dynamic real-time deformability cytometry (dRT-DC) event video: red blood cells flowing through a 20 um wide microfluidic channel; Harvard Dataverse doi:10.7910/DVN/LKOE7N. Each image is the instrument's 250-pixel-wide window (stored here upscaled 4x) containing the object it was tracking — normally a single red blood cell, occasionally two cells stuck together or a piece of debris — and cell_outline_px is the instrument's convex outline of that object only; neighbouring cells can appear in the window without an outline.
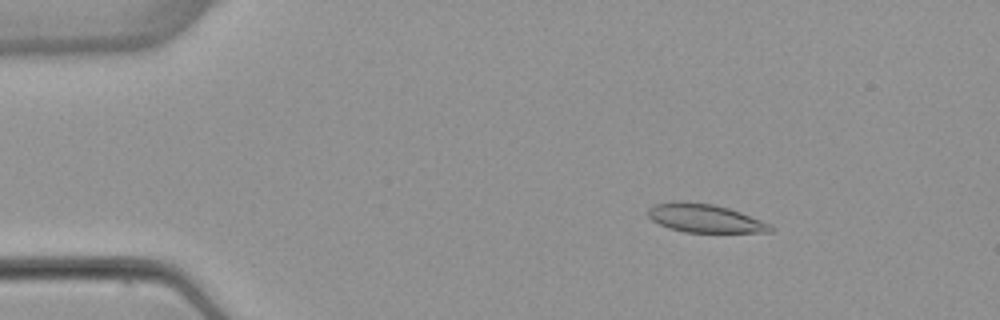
{"species": "common noctule bat (a hibernating species)", "species_latin": "Nyctalus noctula", "temperature_condition": "warm", "stored_images_in_passage": 52, "camera_frame_rate_fps": 3000, "um_per_image_px": 0.085, "animal": {"sex": "female", "body_mass_g": 22.7, "forearm_length_mm": 54.2}, "frame": {"image": 1, "passage_image": 8, "time_ms": 2.333, "image_size_px": [1000, 320], "cell_outline_px": [[776, 228], [772, 232], [684, 232], [668, 228], [652, 220], [648, 216], [648, 208], [652, 204], [672, 200], [680, 200], [712, 204], [728, 208], [740, 212], [772, 224]], "centroid_in_image_um": [59.89, 18.54], "position_along_channel_um": 25.1, "area_um2": 20.58}}
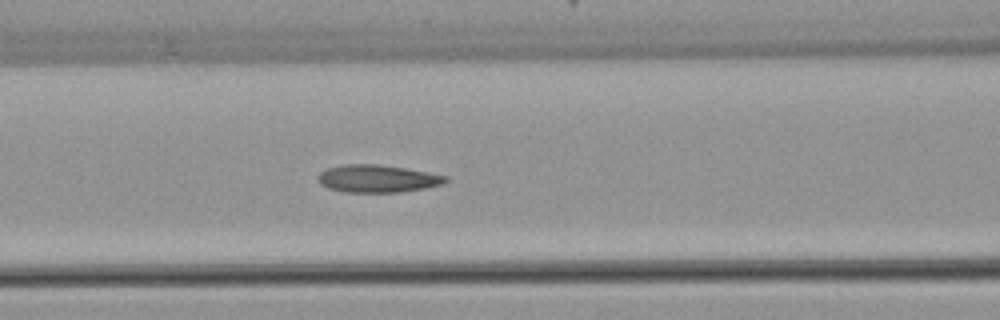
{"frame": {"image": 2, "passage_image": 22, "time_ms": 7.0, "image_size_px": [1000, 320], "cell_outline_px": [[448, 180], [444, 184], [424, 188], [400, 192], [344, 192], [328, 188], [320, 184], [316, 180], [316, 176], [320, 172], [328, 168], [344, 164], [376, 164], [404, 168], [428, 172], [448, 176]], "centroid_in_image_um": [32.06, 15.18], "position_along_channel_um": 134.5, "area_um2": 20.58}}
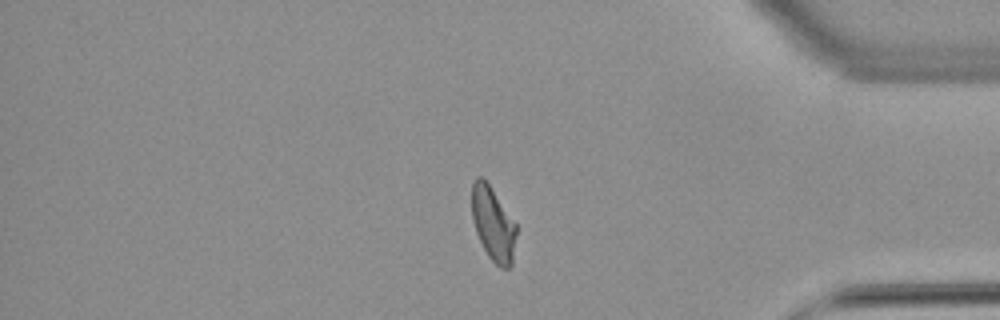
{"frame": {"image": 3, "passage_image": 44, "time_ms": 14.333, "image_size_px": [1000, 320], "cell_outline_px": [[516, 232], [512, 264], [508, 268], [500, 268], [488, 256], [476, 232], [472, 220], [472, 184], [476, 176], [480, 176], [488, 184], [516, 224]], "centroid_in_image_um": [41.9, 19.05], "position_along_channel_um": 393.3, "area_um2": 18.79}, "authors_computed_cell_mechanics": {"area_um2": 20.1722, "velocity_mm_per_s": 3.8899, "shape_relaxation_time_tau1_ms": null, "shape_relaxation_time_tau2_ms": 2.3909, "deformation_change_tau1": null, "deformation_change_tau2": 0.0984}}